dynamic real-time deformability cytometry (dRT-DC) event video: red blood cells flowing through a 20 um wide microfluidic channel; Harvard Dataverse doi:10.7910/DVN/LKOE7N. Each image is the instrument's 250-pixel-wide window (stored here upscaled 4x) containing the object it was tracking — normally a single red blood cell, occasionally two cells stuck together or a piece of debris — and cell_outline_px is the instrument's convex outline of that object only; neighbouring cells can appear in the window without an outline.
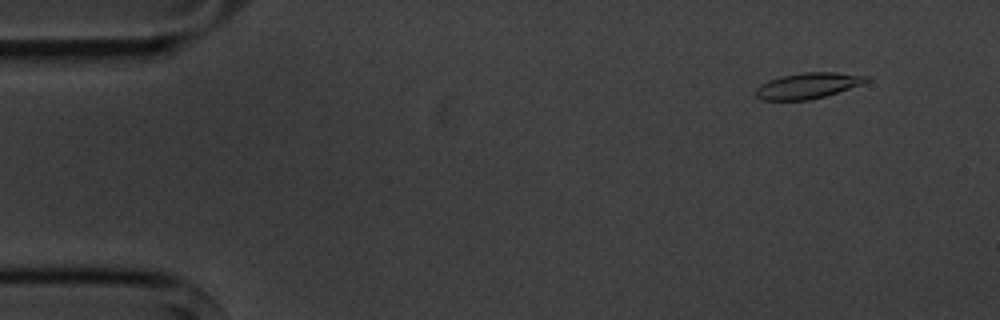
{"species": "common noctule bat (a hibernating species)", "species_latin": "Nyctalus noctula", "temperature_condition": "cold", "stored_images_in_passage": 5, "camera_frame_rate_fps": 3000, "um_per_image_px": 0.085, "animal": {"sex": "male", "body_mass_g": 20.1, "forearm_length_mm": 53.5}, "frame": {"image": 1, "passage_image": 1, "time_ms": 0.0, "image_size_px": [1000, 320], "cell_outline_px": [[872, 80], [864, 84], [824, 96], [808, 100], [764, 100], [756, 96], [756, 88], [760, 84], [768, 80], [780, 76], [804, 72], [836, 72], [868, 76]], "centroid_in_image_um": [68.7, 7.27], "position_along_channel_um": 16.3, "area_um2": 16.7}}